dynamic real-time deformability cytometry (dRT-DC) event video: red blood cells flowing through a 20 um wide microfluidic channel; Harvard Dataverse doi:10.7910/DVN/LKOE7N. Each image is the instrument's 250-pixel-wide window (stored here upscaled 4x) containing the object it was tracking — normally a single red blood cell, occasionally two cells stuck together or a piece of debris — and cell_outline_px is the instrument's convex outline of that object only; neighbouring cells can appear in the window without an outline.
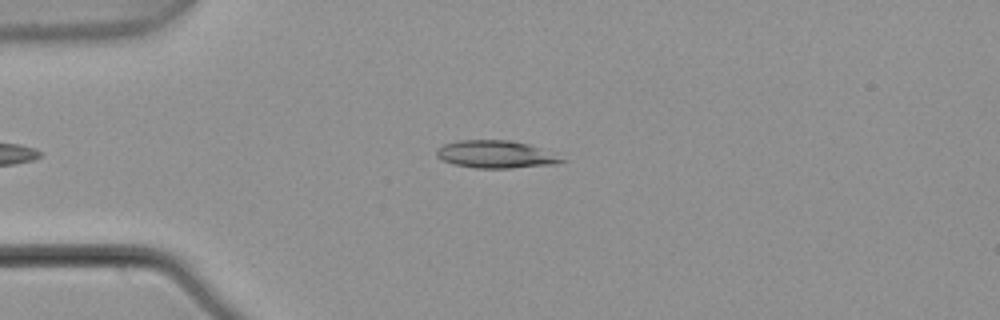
{"species": "common noctule bat (a hibernating species)", "species_latin": "Nyctalus noctula", "temperature_condition": "warm", "stored_images_in_passage": 4, "camera_frame_rate_fps": 3000, "um_per_image_px": 0.085, "animal": {"sex": "male", "body_mass_g": 21.5, "forearm_length_mm": 52.0}, "frame": {"image": 1, "passage_image": 3, "time_ms": 0.667, "image_size_px": [1000, 320], "cell_outline_px": [[568, 160], [556, 164], [512, 168], [476, 168], [452, 164], [436, 156], [436, 148], [444, 144], [456, 140], [508, 140], [528, 144], [540, 148]], "centroid_in_image_um": [42.11, 13.12], "position_along_channel_um": 42.9, "area_um2": 20.11}}